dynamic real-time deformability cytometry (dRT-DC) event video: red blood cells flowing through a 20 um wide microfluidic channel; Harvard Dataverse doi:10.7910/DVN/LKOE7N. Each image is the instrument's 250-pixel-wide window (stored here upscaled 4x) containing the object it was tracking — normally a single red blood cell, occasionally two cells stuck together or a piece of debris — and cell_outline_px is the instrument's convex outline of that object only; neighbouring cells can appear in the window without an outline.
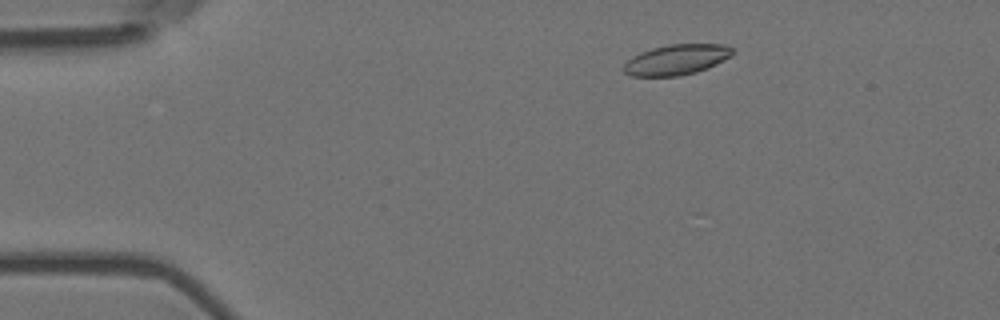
{"species": "Egyptian fruit bat (a non-hibernating species)", "species_latin": "Rousettus aegyptiacus", "temperature_condition": "room temperature", "stored_images_in_passage": 5, "camera_frame_rate_fps": 3000, "um_per_image_px": 0.085, "animal": {"sex": "female"}, "frame": {"image": 1, "passage_image": 2, "time_ms": 0.333, "image_size_px": [1000, 320], "cell_outline_px": [[732, 52], [728, 56], [716, 64], [708, 68], [696, 72], [680, 76], [632, 76], [624, 72], [624, 64], [632, 56], [640, 52], [652, 48], [668, 44], [724, 44], [732, 48]], "centroid_in_image_um": [57.46, 5.07], "position_along_channel_um": 27.5, "area_um2": 19.13}}